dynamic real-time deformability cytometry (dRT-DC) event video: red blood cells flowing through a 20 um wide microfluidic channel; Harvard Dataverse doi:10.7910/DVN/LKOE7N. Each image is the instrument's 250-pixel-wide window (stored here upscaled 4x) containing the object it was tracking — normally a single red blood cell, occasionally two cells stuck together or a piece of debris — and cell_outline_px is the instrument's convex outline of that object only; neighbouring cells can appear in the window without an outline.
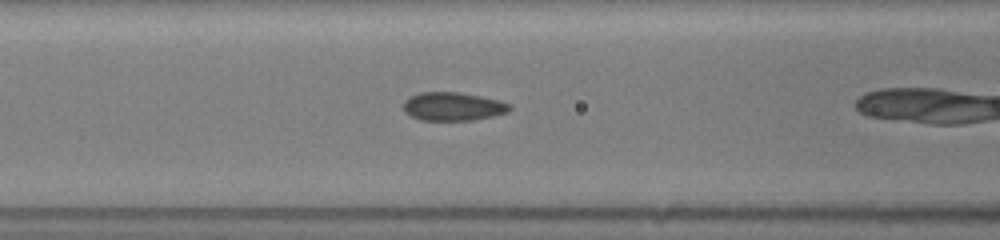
{"species": "common noctule bat (a hibernating species)", "species_latin": "Nyctalus noctula", "temperature_condition": "room temperature", "stored_images_in_passage": 19, "camera_frame_rate_fps": 3000, "um_per_image_px": 0.085, "animal": {"sex": "female", "body_mass_g": 19.5, "forearm_length_mm": 54.1}, "frame": {"image": 1, "passage_image": 9, "time_ms": 5.0, "image_size_px": [1000, 240], "cell_outline_px": [[512, 108], [508, 112], [492, 116], [472, 120], [420, 120], [404, 112], [404, 100], [420, 92], [456, 92], [480, 96], [512, 104]], "centroid_in_image_um": [38.5, 9.05], "position_along_channel_um": 128.1, "area_um2": 17.46}}
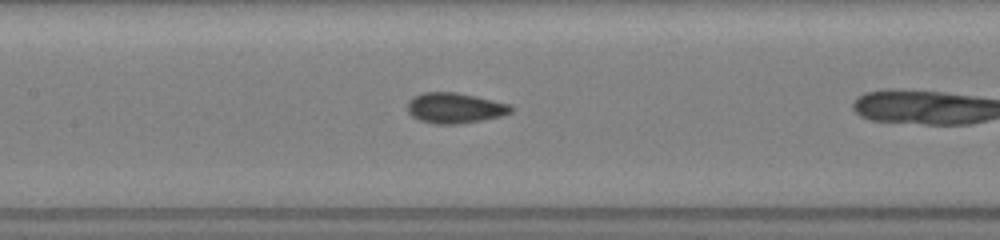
{"frame": {"image": 2, "passage_image": 12, "time_ms": 6.0, "image_size_px": [1000, 240], "cell_outline_px": [[512, 112], [500, 116], [460, 124], [436, 124], [420, 120], [412, 116], [408, 112], [408, 100], [412, 96], [424, 92], [456, 92], [508, 104], [512, 108]], "centroid_in_image_um": [38.6, 9.18], "position_along_channel_um": 168.8, "area_um2": 18.15}}
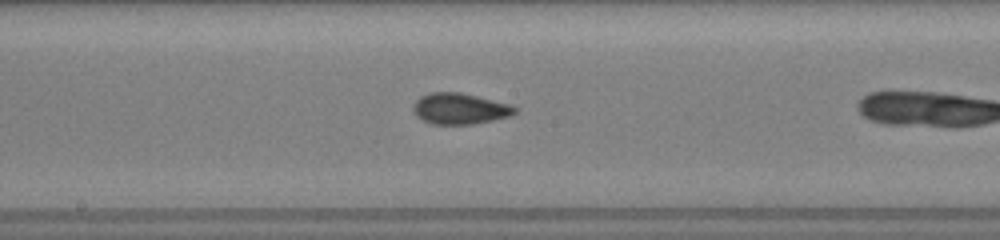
{"frame": {"image": 3, "passage_image": 16, "time_ms": 7.0, "image_size_px": [1000, 240], "cell_outline_px": [[516, 112], [508, 116], [492, 120], [472, 124], [432, 124], [416, 116], [412, 108], [416, 100], [420, 96], [432, 92], [460, 92], [512, 104], [516, 108]], "centroid_in_image_um": [39.07, 9.23], "position_along_channel_um": 209.1, "area_um2": 18.32}}